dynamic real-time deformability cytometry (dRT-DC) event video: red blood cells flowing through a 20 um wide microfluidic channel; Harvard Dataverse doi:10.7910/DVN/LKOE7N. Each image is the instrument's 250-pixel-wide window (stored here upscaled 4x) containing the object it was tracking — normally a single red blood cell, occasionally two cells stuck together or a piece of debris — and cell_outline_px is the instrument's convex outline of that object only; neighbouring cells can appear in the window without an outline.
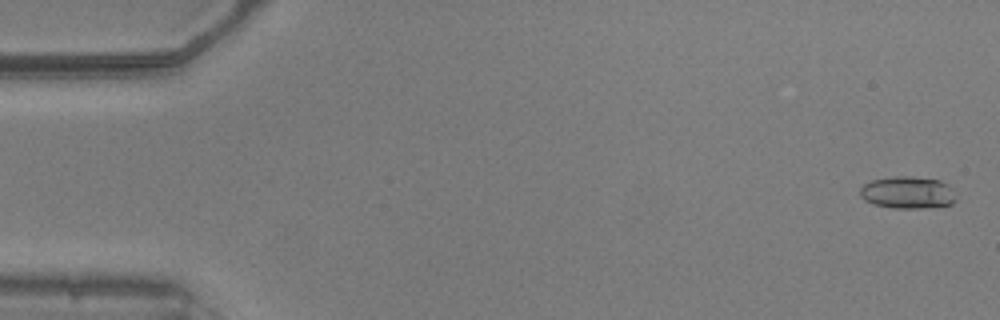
{"species": "common noctule bat (a hibernating species)", "species_latin": "Nyctalus noctula", "temperature_condition": "warm", "stored_images_in_passage": 10, "camera_frame_rate_fps": 3000, "um_per_image_px": 0.085, "animal": {"sex": "male", "body_mass_g": 20.5, "forearm_length_mm": 52.5}, "frame": {"image": 1, "passage_image": 2, "time_ms": 0.333, "image_size_px": [1000, 320], "cell_outline_px": [[956, 196], [952, 204], [924, 208], [892, 208], [872, 204], [864, 200], [860, 196], [860, 188], [864, 184], [872, 180], [896, 176], [912, 176], [940, 180], [952, 188]], "centroid_in_image_um": [77.14, 16.37], "position_along_channel_um": 7.9, "area_um2": 18.09}}